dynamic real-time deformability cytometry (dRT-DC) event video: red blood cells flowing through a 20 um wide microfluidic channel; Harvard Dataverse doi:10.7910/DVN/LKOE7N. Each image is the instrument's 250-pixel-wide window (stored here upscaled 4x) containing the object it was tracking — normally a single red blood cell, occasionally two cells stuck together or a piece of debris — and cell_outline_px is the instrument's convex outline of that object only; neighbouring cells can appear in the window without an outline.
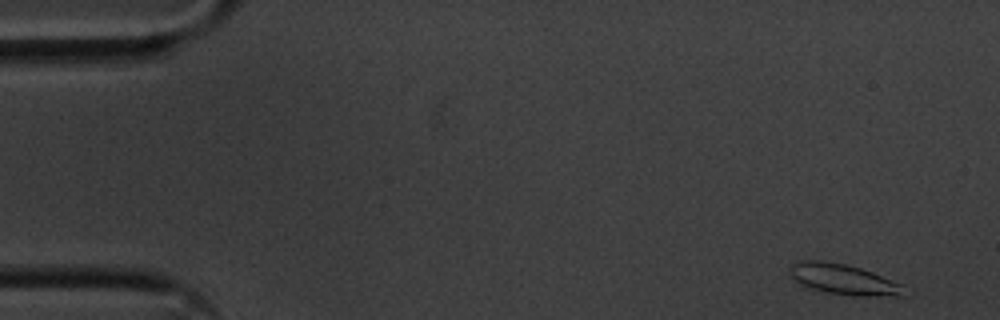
{"species": "common noctule bat (a hibernating species)", "species_latin": "Nyctalus noctula", "temperature_condition": "cold", "stored_images_in_passage": 5, "camera_frame_rate_fps": 3000, "um_per_image_px": 0.085, "animal": {"sex": "male", "body_mass_g": 20.1, "forearm_length_mm": 53.5}, "frame": {"image": 1, "passage_image": 1, "time_ms": 0.0, "image_size_px": [1000, 320], "cell_outline_px": [[904, 296], [852, 296], [804, 288], [792, 280], [788, 276], [788, 268], [796, 260], [820, 260], [844, 264], [860, 268], [872, 272], [900, 284]], "centroid_in_image_um": [71.54, 23.74], "position_along_channel_um": 13.5, "area_um2": 20.58}}